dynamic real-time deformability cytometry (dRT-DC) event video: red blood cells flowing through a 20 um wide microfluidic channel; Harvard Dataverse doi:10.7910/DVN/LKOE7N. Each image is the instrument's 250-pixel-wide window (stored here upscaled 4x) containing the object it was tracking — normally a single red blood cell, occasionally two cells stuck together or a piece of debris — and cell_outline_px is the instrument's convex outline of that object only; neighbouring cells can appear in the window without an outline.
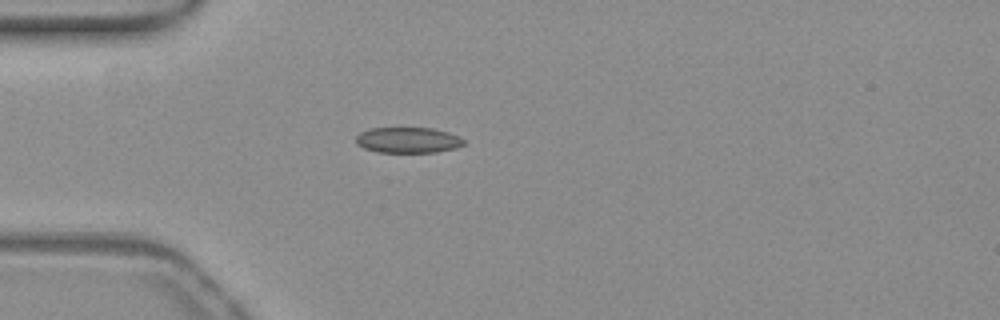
{"species": "common noctule bat (a hibernating species)", "species_latin": "Nyctalus noctula", "temperature_condition": "warm", "stored_images_in_passage": 32, "camera_frame_rate_fps": 3000, "um_per_image_px": 0.085, "animal": {"sex": "female", "body_mass_g": 19.3, "forearm_length_mm": 54.1}, "frame": {"image": 1, "passage_image": 1, "time_ms": 0.0, "image_size_px": [1000, 320], "cell_outline_px": [[464, 144], [456, 148], [436, 152], [376, 152], [364, 148], [356, 144], [356, 136], [360, 132], [368, 128], [432, 128], [448, 132], [464, 140]], "centroid_in_image_um": [34.63, 11.91], "position_along_channel_um": 50.4, "area_um2": 16.13}}
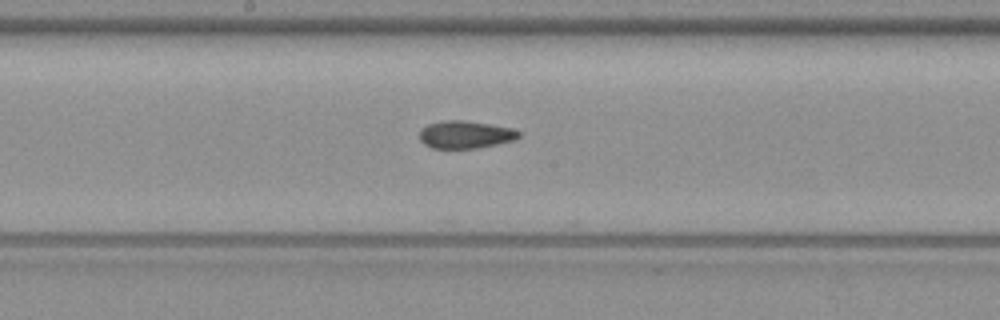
{"frame": {"image": 2, "passage_image": 14, "time_ms": 4.333, "image_size_px": [1000, 320], "cell_outline_px": [[520, 136], [516, 140], [476, 148], [432, 148], [424, 144], [420, 140], [420, 132], [428, 124], [444, 120], [464, 120], [512, 128], [520, 132]], "centroid_in_image_um": [39.57, 11.44], "position_along_channel_um": 208.6, "area_um2": 15.84}}
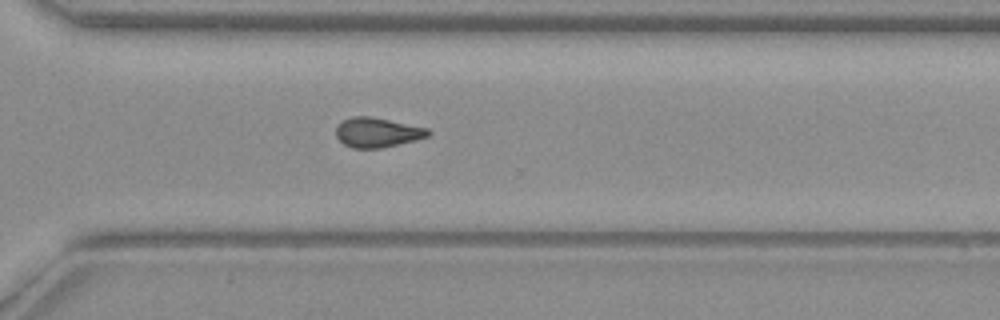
{"frame": {"image": 3, "passage_image": 24, "time_ms": 7.667, "image_size_px": [1000, 320], "cell_outline_px": [[432, 132], [428, 136], [416, 140], [380, 148], [352, 148], [344, 144], [336, 136], [336, 128], [344, 120], [352, 116], [372, 116], [428, 128]], "centroid_in_image_um": [32.09, 11.25], "position_along_channel_um": 338.5, "area_um2": 15.9}, "authors_computed_cell_mechanics": {"area_um2": 16.0395, "velocity_mm_per_s": 3.9109, "shape_relaxation_time_tau1_ms": null, "shape_relaxation_time_tau2_ms": 2.8902, "deformation_change_tau1": null, "deformation_change_tau2": 0.0791}}